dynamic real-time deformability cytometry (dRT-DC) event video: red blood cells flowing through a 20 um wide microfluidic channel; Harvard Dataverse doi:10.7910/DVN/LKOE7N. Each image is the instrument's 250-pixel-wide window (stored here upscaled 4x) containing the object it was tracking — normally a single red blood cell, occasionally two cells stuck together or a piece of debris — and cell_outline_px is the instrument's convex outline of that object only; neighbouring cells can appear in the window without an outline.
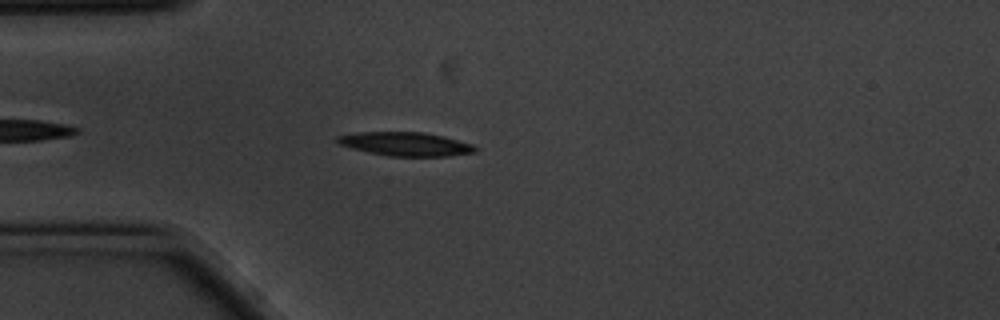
{"species": "common noctule bat (a hibernating species)", "species_latin": "Nyctalus noctula", "temperature_condition": "cold", "stored_images_in_passage": 40, "camera_frame_rate_fps": 3000, "um_per_image_px": 0.085, "animal": {"sex": "male", "body_mass_g": 20.1, "forearm_length_mm": 53.5}, "frame": {"image": 1, "passage_image": 1, "time_ms": 0.0, "image_size_px": [1000, 320], "cell_outline_px": [[476, 152], [448, 156], [388, 156], [368, 152], [336, 144], [336, 136], [360, 132], [424, 132], [444, 136], [472, 144], [476, 148]], "centroid_in_image_um": [34.45, 12.24], "position_along_channel_um": 50.6, "area_um2": 19.07}}
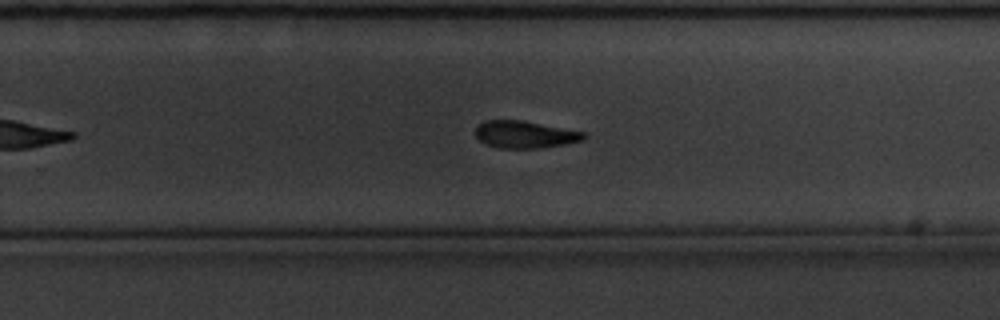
{"frame": {"image": 2, "passage_image": 22, "time_ms": 7.0, "image_size_px": [1000, 320], "cell_outline_px": [[588, 136], [584, 140], [564, 144], [536, 148], [496, 148], [484, 144], [476, 136], [476, 124], [484, 120], [524, 120], [584, 132]], "centroid_in_image_um": [44.59, 11.42], "position_along_channel_um": 285.2, "area_um2": 17.34}}
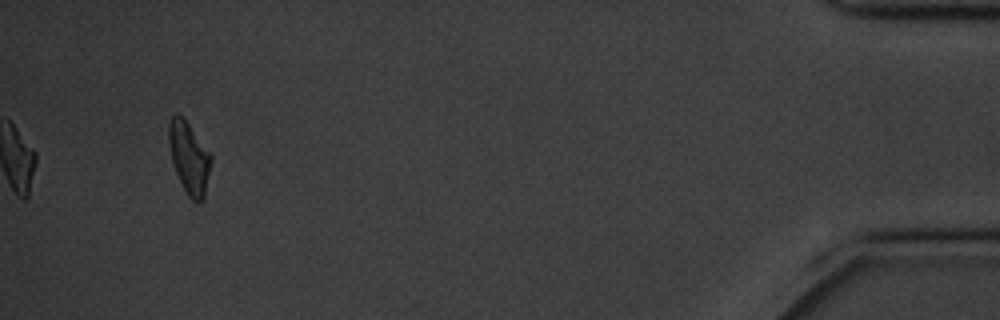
{"frame": {"image": 3, "passage_image": 40, "time_ms": 13.0, "image_size_px": [1000, 320], "cell_outline_px": [[212, 160], [204, 200], [200, 204], [196, 204], [188, 196], [172, 164], [168, 140], [168, 124], [172, 116], [176, 112], [184, 116], [212, 156]], "centroid_in_image_um": [16.08, 13.4], "position_along_channel_um": 419.1, "area_um2": 18.03}, "authors_computed_cell_mechanics": {"area_um2": 18.2359, "velocity_mm_per_s": 3.4865, "shape_relaxation_time_tau1_ms": 2.4011, "shape_relaxation_time_tau2_ms": null, "deformation_change_tau1": 0.1499, "deformation_change_tau2": null}}